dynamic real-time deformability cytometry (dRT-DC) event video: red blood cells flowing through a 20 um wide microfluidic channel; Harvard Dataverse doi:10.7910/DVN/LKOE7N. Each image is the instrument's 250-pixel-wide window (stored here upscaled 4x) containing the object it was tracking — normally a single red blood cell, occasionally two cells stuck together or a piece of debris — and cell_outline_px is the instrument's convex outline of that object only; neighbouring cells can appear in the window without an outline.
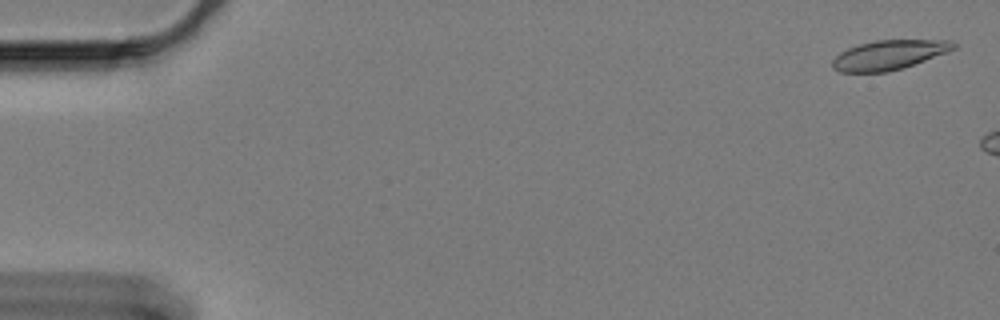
{"species": "Egyptian fruit bat (a non-hibernating species)", "species_latin": "Rousettus aegyptiacus", "temperature_condition": "cold", "stored_images_in_passage": 8, "camera_frame_rate_fps": 3000, "um_per_image_px": 0.085, "animal": {"sex": "female"}, "frame": {"image": 1, "passage_image": 2, "time_ms": 0.333, "image_size_px": [1000, 320], "cell_outline_px": [[956, 48], [948, 52], [904, 68], [888, 72], [840, 72], [832, 68], [832, 60], [840, 52], [848, 48], [860, 44], [876, 40], [952, 40], [956, 44]], "centroid_in_image_um": [75.58, 4.67], "position_along_channel_um": 9.4, "area_um2": 20.92}}